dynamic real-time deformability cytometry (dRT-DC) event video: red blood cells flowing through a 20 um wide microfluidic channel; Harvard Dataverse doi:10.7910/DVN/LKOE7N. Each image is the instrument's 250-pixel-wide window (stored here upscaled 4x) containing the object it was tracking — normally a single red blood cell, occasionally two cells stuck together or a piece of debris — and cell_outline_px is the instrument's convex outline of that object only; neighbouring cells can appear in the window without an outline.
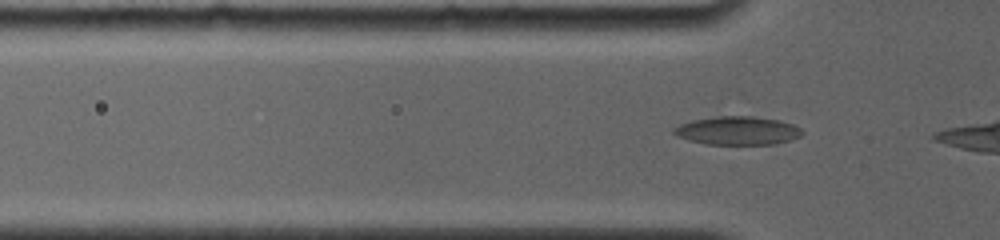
{"species": "common noctule bat (a hibernating species)", "species_latin": "Nyctalus noctula", "temperature_condition": "room temperature", "stored_images_in_passage": 12, "camera_frame_rate_fps": 4000, "um_per_image_px": 0.085, "animal": {"sex": "female", "body_mass_g": 19.0, "forearm_length_mm": 56.7}, "frame": {"image": 1, "passage_image": 4, "time_ms": 0.75, "image_size_px": [1000, 240], "cell_outline_px": [[804, 132], [800, 136], [776, 144], [704, 144], [688, 140], [676, 136], [672, 132], [672, 128], [680, 124], [692, 120], [716, 116], [752, 116], [780, 120], [792, 124], [800, 128]], "centroid_in_image_um": [62.65, 11.1], "position_along_channel_um": 63.1, "area_um2": 21.33}}
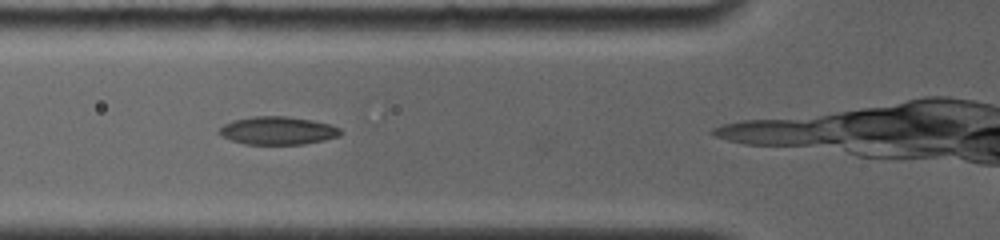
{"frame": {"image": 2, "passage_image": 8, "time_ms": 1.75, "image_size_px": [1000, 240], "cell_outline_px": [[344, 132], [340, 136], [324, 140], [304, 144], [244, 144], [220, 136], [216, 132], [224, 124], [232, 120], [252, 116], [288, 116], [312, 120], [328, 124], [340, 128]], "centroid_in_image_um": [23.59, 11.1], "position_along_channel_um": 102.2, "area_um2": 20.0}}